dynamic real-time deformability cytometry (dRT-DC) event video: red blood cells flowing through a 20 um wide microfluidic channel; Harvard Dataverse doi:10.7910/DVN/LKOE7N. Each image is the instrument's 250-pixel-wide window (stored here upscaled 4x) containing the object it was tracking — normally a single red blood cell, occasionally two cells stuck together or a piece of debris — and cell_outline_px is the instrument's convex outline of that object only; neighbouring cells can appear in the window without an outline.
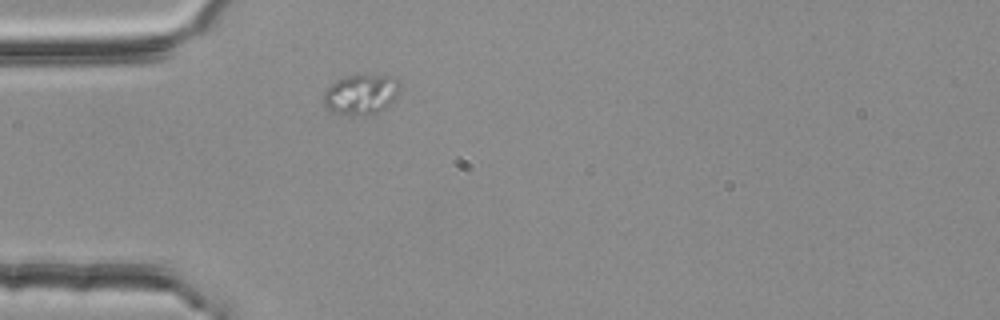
{"species": "common noctule bat (a hibernating species)", "species_latin": "Nyctalus noctula", "temperature_condition": "room temperature", "stored_images_in_passage": 1, "camera_frame_rate_fps": 3000, "um_per_image_px": 0.085, "animal": {"sex": "female", "body_mass_g": 25.1}, "frame": {"image": 1, "passage_image": 1, "time_ms": 0.0, "image_size_px": [1000, 320], "cell_outline_px": [[400, 92], [384, 108], [372, 116], [352, 116], [328, 112], [324, 104], [324, 92], [336, 80], [348, 76], [364, 72], [392, 76], [400, 80]], "centroid_in_image_um": [30.7, 8.01], "position_along_channel_um": 54.3, "area_um2": 18.67}}